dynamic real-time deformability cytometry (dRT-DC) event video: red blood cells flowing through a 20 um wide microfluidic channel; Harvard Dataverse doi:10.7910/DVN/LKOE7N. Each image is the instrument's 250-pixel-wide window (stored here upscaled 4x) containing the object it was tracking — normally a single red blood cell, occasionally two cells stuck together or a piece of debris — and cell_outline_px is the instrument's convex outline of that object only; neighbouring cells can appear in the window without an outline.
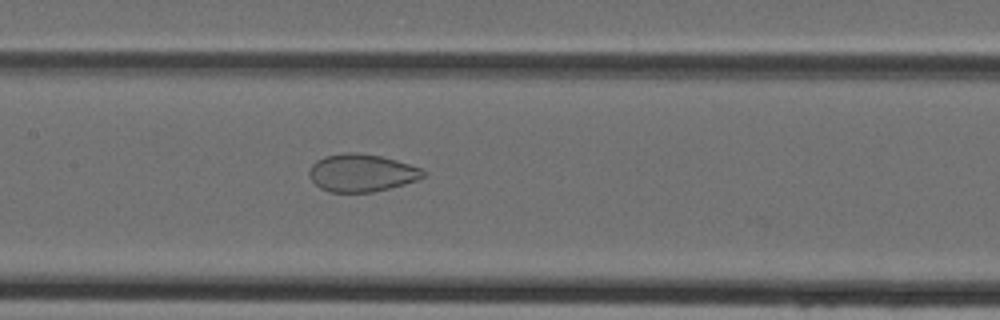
{"species": "Egyptian fruit bat (a non-hibernating species)", "species_latin": "Rousettus aegyptiacus", "temperature_condition": "cold", "stored_images_in_passage": 9, "camera_frame_rate_fps": 3000, "um_per_image_px": 0.085, "animal": {"sex": "female"}, "frame": {"image": 1, "passage_image": 7, "time_ms": 2.0, "image_size_px": [1000, 320], "cell_outline_px": [[428, 172], [424, 176], [416, 180], [404, 184], [372, 192], [328, 192], [320, 188], [308, 176], [308, 172], [312, 164], [316, 160], [324, 156], [344, 152], [356, 152], [380, 156], [396, 160], [424, 168]], "centroid_in_image_um": [30.74, 14.68], "position_along_channel_um": 176.7, "area_um2": 25.2}}